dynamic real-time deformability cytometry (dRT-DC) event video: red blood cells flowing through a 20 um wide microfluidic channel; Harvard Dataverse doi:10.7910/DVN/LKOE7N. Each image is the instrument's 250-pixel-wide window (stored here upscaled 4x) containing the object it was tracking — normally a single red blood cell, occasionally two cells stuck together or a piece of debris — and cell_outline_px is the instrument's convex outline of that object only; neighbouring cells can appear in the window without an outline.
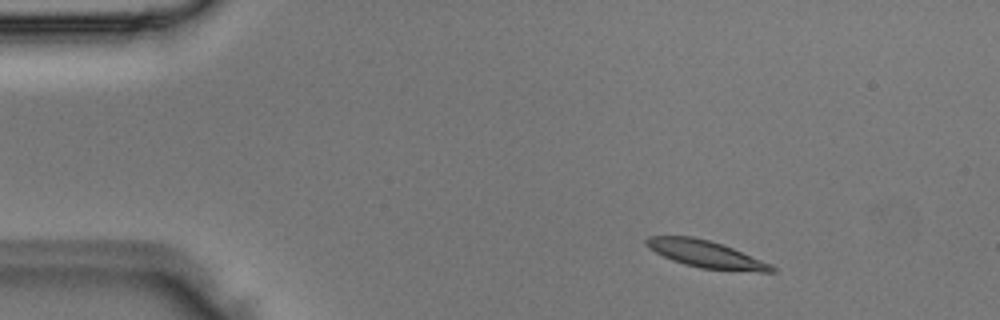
{"species": "Egyptian fruit bat (a non-hibernating species)", "species_latin": "Rousettus aegyptiacus", "temperature_condition": "room temperature", "stored_images_in_passage": 4, "camera_frame_rate_fps": 3000, "um_per_image_px": 0.085, "animal": {"sex": "male"}, "frame": {"image": 1, "passage_image": 1, "time_ms": 0.0, "image_size_px": [1000, 320], "cell_outline_px": [[776, 272], [760, 272], [700, 268], [684, 264], [672, 260], [648, 248], [644, 244], [644, 240], [648, 236], [692, 236], [708, 240], [732, 248], [772, 264], [776, 268]], "centroid_in_image_um": [59.99, 21.6], "position_along_channel_um": 25.0, "area_um2": 19.71}}